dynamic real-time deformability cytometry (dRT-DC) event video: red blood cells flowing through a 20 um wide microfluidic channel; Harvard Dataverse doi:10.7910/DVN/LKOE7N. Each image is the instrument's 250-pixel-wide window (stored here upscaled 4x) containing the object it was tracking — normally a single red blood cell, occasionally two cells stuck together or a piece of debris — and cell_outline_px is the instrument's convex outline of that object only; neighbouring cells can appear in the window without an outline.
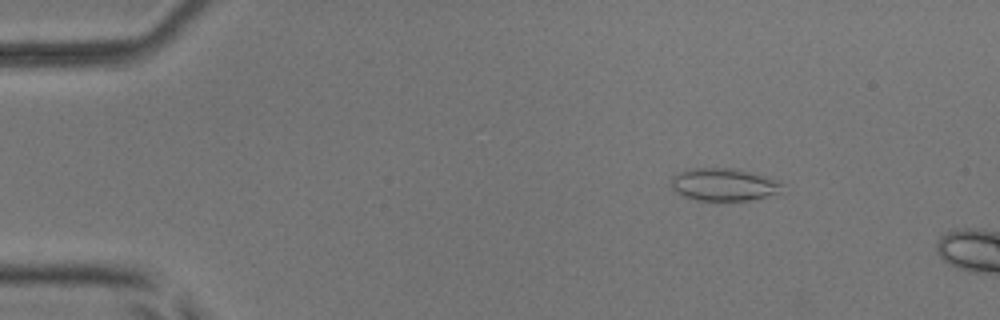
{"species": "common noctule bat (a hibernating species)", "species_latin": "Nyctalus noctula", "temperature_condition": "room temperature", "stored_images_in_passage": 52, "camera_frame_rate_fps": 3000, "um_per_image_px": 0.085, "animal": {"sex": "male", "body_mass_g": 17.9, "forearm_length_mm": 54.2}, "frame": {"image": 1, "passage_image": 8, "time_ms": 2.333, "image_size_px": [1000, 320], "cell_outline_px": [[780, 184], [776, 192], [764, 196], [748, 200], [696, 200], [684, 196], [676, 192], [672, 188], [672, 176], [688, 168], [736, 168], [768, 176], [776, 180]], "centroid_in_image_um": [61.44, 15.66], "position_along_channel_um": 23.6, "area_um2": 20.69}}
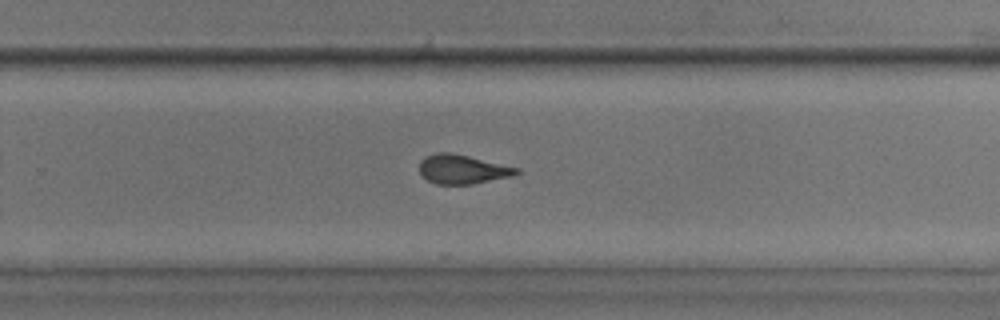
{"frame": {"image": 2, "passage_image": 35, "time_ms": 11.333, "image_size_px": [1000, 320], "cell_outline_px": [[520, 172], [512, 176], [472, 184], [436, 184], [428, 180], [420, 172], [420, 160], [424, 156], [440, 152], [448, 152], [468, 156], [520, 168]], "centroid_in_image_um": [39.31, 14.38], "position_along_channel_um": 290.5, "area_um2": 16.36}}
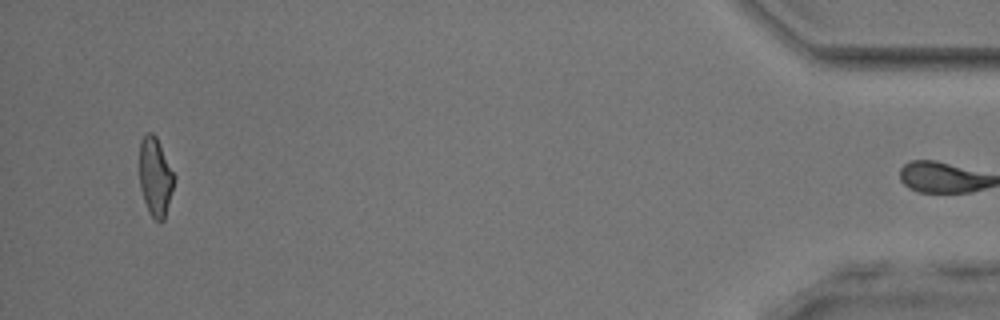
{"frame": {"image": 3, "passage_image": 51, "time_ms": 16.667, "image_size_px": [1000, 320], "cell_outline_px": [[176, 176], [164, 220], [160, 224], [148, 212], [140, 188], [140, 140], [148, 132], [152, 132], [156, 136]], "centroid_in_image_um": [13.21, 15.04], "position_along_channel_um": 422.0, "area_um2": 15.95}, "authors_computed_cell_mechanics": {"area_um2": 17.2244, "velocity_mm_per_s": 3.9264, "shape_relaxation_time_tau1_ms": null, "shape_relaxation_time_tau2_ms": 1.3272, "deformation_change_tau1": null, "deformation_change_tau2": 0.0793}}